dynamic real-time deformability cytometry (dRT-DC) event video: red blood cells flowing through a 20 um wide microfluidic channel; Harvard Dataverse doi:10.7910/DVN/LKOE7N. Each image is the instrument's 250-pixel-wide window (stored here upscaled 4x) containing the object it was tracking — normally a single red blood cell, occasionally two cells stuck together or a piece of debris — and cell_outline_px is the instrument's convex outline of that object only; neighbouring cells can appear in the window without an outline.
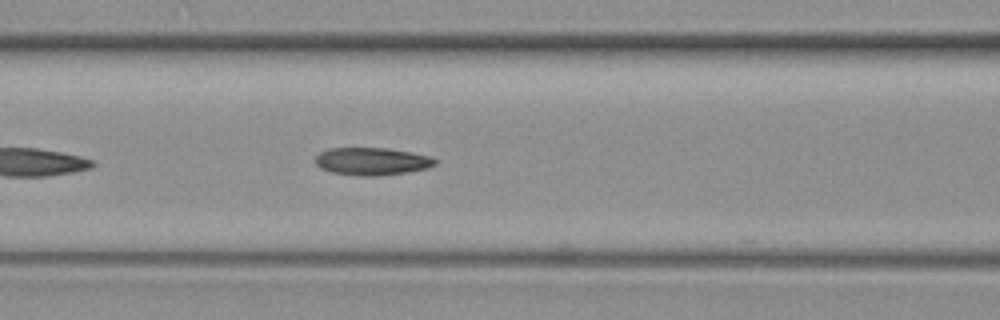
{"species": "common noctule bat (a hibernating species)", "species_latin": "Nyctalus noctula", "temperature_condition": "warm", "stored_images_in_passage": 34, "camera_frame_rate_fps": 3000, "um_per_image_px": 0.085, "animal": {"sex": "female", "body_mass_g": 19.3, "forearm_length_mm": 54.1}, "frame": {"image": 1, "passage_image": 10, "time_ms": 3.0, "image_size_px": [1000, 320], "cell_outline_px": [[436, 164], [428, 168], [404, 172], [376, 176], [360, 176], [332, 172], [320, 168], [316, 164], [316, 156], [320, 152], [328, 148], [388, 148], [412, 152], [428, 156], [436, 160]], "centroid_in_image_um": [31.59, 13.71], "position_along_channel_um": 135.0, "area_um2": 19.13}}
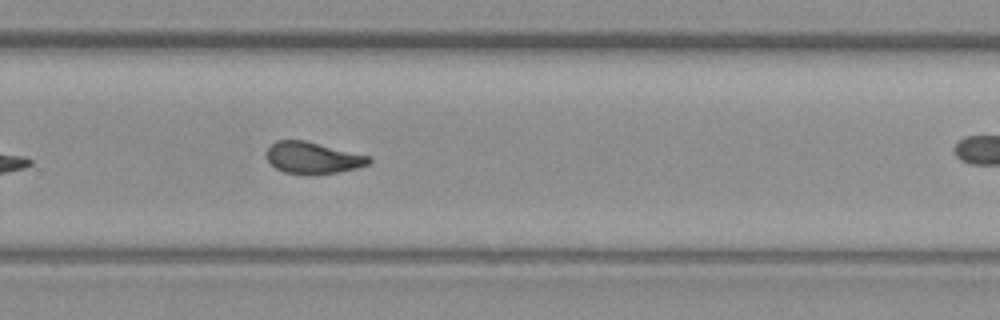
{"frame": {"image": 2, "passage_image": 25, "time_ms": 8.0, "image_size_px": [1000, 320], "cell_outline_px": [[372, 160], [368, 164], [356, 168], [336, 172], [308, 176], [284, 172], [276, 168], [268, 160], [268, 148], [276, 140], [304, 140], [372, 156]], "centroid_in_image_um": [26.62, 13.43], "position_along_channel_um": 303.2, "area_um2": 18.96}}